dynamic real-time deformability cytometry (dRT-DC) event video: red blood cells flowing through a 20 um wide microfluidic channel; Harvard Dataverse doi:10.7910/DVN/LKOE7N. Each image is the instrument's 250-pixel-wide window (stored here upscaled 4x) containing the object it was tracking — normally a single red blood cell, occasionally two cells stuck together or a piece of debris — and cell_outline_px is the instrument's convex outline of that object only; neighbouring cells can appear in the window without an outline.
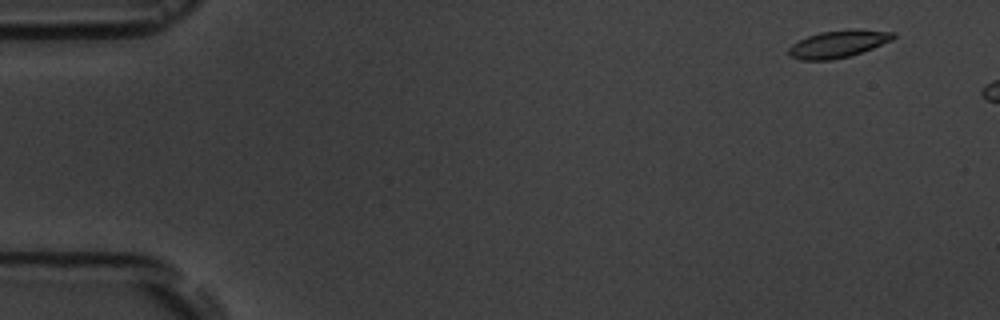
{"species": "common noctule bat (a hibernating species)", "species_latin": "Nyctalus noctula", "temperature_condition": "room temperature", "stored_images_in_passage": 3, "camera_frame_rate_fps": 3000, "um_per_image_px": 0.085, "animal": {"sex": "male", "body_mass_g": 19.5, "forearm_length_mm": 54.6}, "frame": {"image": 1, "passage_image": 1, "time_ms": 0.0, "image_size_px": [1000, 320], "cell_outline_px": [[896, 36], [892, 40], [872, 48], [848, 56], [832, 60], [800, 60], [788, 56], [788, 48], [792, 44], [808, 36], [820, 32], [856, 28], [896, 32]], "centroid_in_image_um": [71.25, 3.72], "position_along_channel_um": 13.8, "area_um2": 16.7}}